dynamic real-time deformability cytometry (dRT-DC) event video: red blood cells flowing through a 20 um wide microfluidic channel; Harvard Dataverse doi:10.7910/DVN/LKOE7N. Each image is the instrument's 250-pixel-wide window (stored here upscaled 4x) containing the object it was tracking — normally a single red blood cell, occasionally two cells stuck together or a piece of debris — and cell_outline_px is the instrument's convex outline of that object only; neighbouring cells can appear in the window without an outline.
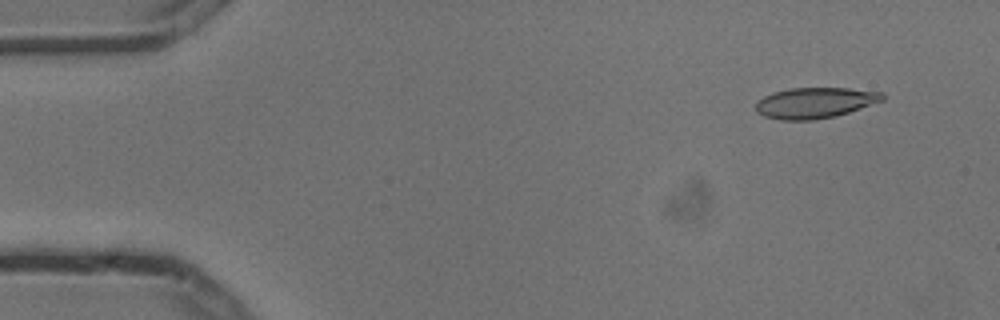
{"species": "common noctule bat (a hibernating species)", "species_latin": "Nyctalus noctula", "temperature_condition": "cold", "stored_images_in_passage": 6, "camera_frame_rate_fps": 3000, "um_per_image_px": 0.085, "animal": {"sex": "male", "body_mass_g": 13.3}, "frame": {"image": 1, "passage_image": 2, "time_ms": 0.333, "image_size_px": [1000, 320], "cell_outline_px": [[884, 100], [836, 116], [812, 120], [780, 120], [764, 116], [756, 112], [756, 104], [764, 96], [772, 92], [788, 88], [848, 88], [884, 92]], "centroid_in_image_um": [69.27, 8.73], "position_along_channel_um": 15.7, "area_um2": 22.72}}
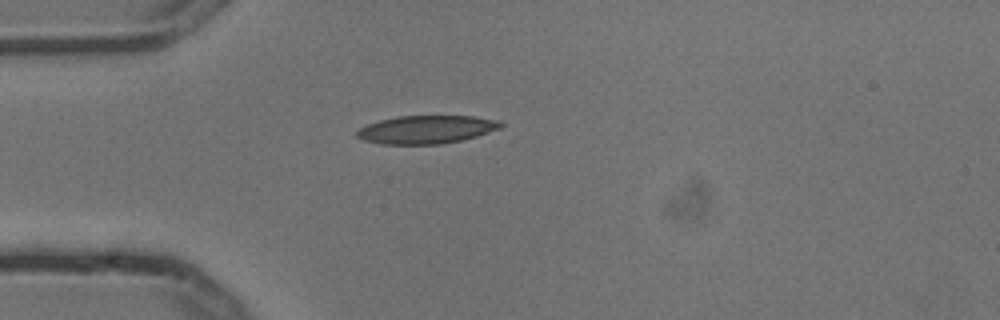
{"frame": {"image": 2, "passage_image": 5, "time_ms": 1.333, "image_size_px": [1000, 320], "cell_outline_px": [[504, 124], [500, 128], [476, 136], [460, 140], [440, 144], [380, 144], [364, 140], [356, 136], [356, 132], [360, 128], [368, 124], [380, 120], [396, 116], [472, 116], [500, 120]], "centroid_in_image_um": [36.24, 11.0], "position_along_channel_um": 48.8, "area_um2": 23.47}}